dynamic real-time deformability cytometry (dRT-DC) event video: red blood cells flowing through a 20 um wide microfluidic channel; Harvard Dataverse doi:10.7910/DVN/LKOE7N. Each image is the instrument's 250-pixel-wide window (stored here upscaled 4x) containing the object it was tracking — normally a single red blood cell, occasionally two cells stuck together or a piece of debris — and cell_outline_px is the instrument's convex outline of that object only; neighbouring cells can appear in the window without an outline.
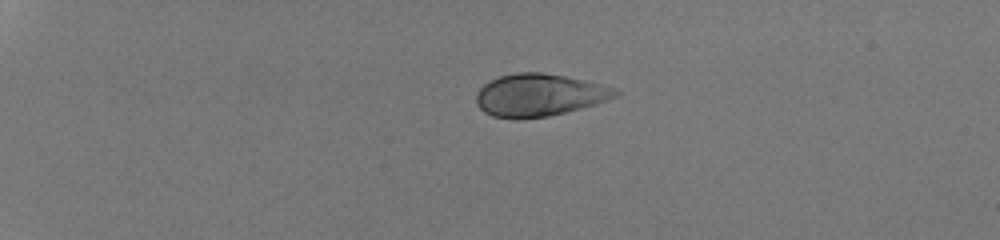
{"species": "human", "species_latin": "Homo sapiens", "temperature_condition": "room temperature", "stored_images_in_passage": 39, "camera_frame_rate_fps": 3000, "um_per_image_px": 0.085, "donor": {"sex": "male"}, "frame": {"image": 1, "passage_image": 1, "time_ms": 0.0, "image_size_px": [1000, 240], "cell_outline_px": [[620, 92], [616, 96], [608, 100], [580, 108], [548, 116], [520, 120], [516, 120], [492, 116], [484, 112], [476, 104], [476, 92], [484, 84], [500, 76], [516, 72], [540, 72], [564, 76], [600, 84], [616, 88]], "centroid_in_image_um": [45.79, 8.09], "position_along_channel_um": 39.2, "area_um2": 34.39}}
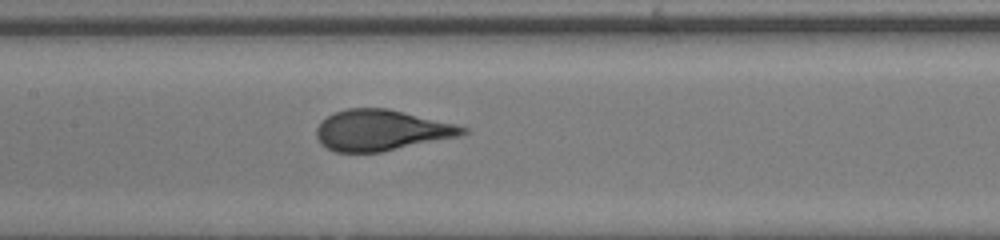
{"frame": {"image": 2, "passage_image": 17, "time_ms": 5.333, "image_size_px": [1000, 240], "cell_outline_px": [[468, 132], [460, 136], [380, 152], [336, 152], [320, 144], [316, 136], [316, 128], [320, 120], [336, 112], [348, 108], [388, 108], [456, 124], [468, 128]], "centroid_in_image_um": [32.4, 11.07], "position_along_channel_um": 175.0, "area_um2": 34.8}}
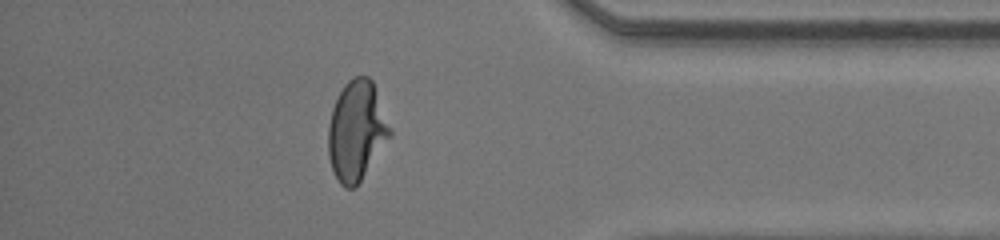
{"frame": {"image": 3, "passage_image": 34, "time_ms": 11.0, "image_size_px": [1000, 240], "cell_outline_px": [[392, 136], [356, 188], [344, 188], [340, 184], [332, 168], [328, 156], [328, 124], [332, 108], [344, 84], [352, 76], [368, 76], [372, 80], [392, 128]], "centroid_in_image_um": [30.33, 11.13], "position_along_channel_um": 404.9, "area_um2": 36.3}, "authors_computed_cell_mechanics": {"area_um2": 35.2002, "velocity_mm_per_s": 4.3193, "shape_relaxation_time_tau1_ms": 5.1537, "shape_relaxation_time_tau2_ms": null, "deformation_change_tau1": 0.222, "deformation_change_tau2": null}}